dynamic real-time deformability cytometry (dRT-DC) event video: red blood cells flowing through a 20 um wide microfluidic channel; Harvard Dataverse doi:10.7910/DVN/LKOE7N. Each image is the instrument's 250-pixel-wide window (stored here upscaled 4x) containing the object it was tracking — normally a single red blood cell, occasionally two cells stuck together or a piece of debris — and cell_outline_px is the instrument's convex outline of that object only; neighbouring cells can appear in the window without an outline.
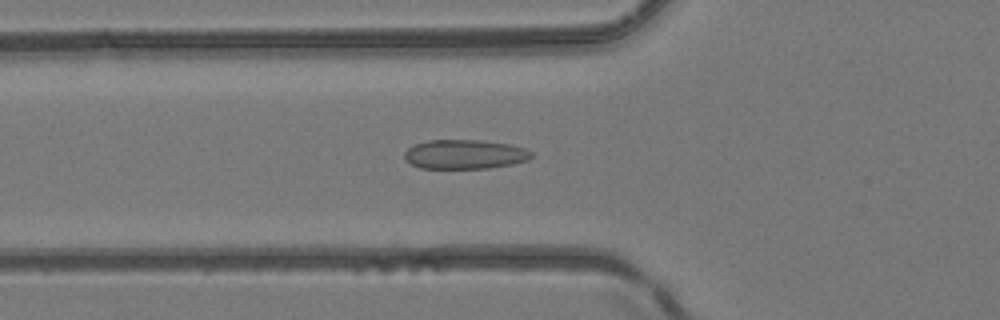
{"species": "common noctule bat (a hibernating species)", "species_latin": "Nyctalus noctula", "temperature_condition": "room temperature", "stored_images_in_passage": 51, "camera_frame_rate_fps": 3000, "um_per_image_px": 0.085, "animal": {"sex": "female", "body_mass_g": 24.6, "forearm_length_mm": 56.2}, "frame": {"image": 1, "passage_image": 19, "time_ms": 6.0, "image_size_px": [1000, 320], "cell_outline_px": [[532, 156], [528, 160], [512, 164], [488, 168], [420, 168], [404, 160], [404, 152], [412, 144], [428, 140], [480, 140], [508, 144], [524, 148], [532, 152]], "centroid_in_image_um": [39.46, 13.11], "position_along_channel_um": 86.3, "area_um2": 21.73}}
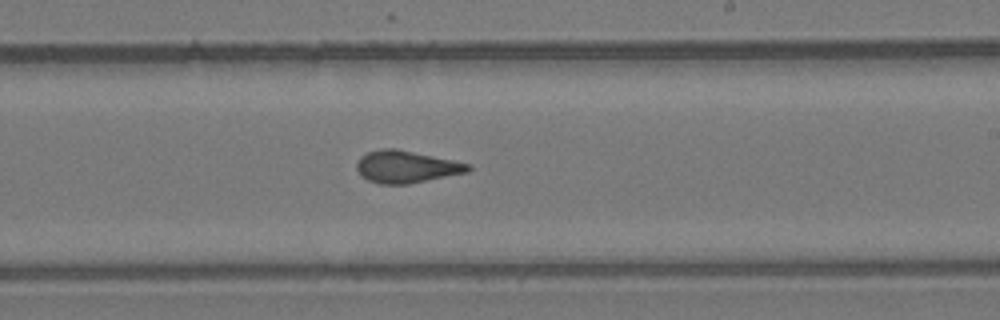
{"frame": {"image": 2, "passage_image": 31, "time_ms": 10.0, "image_size_px": [1000, 320], "cell_outline_px": [[472, 168], [468, 172], [408, 184], [380, 184], [368, 180], [360, 176], [356, 168], [356, 164], [360, 156], [368, 152], [380, 148], [396, 148], [472, 164]], "centroid_in_image_um": [34.52, 14.17], "position_along_channel_um": 254.5, "area_um2": 21.04}}
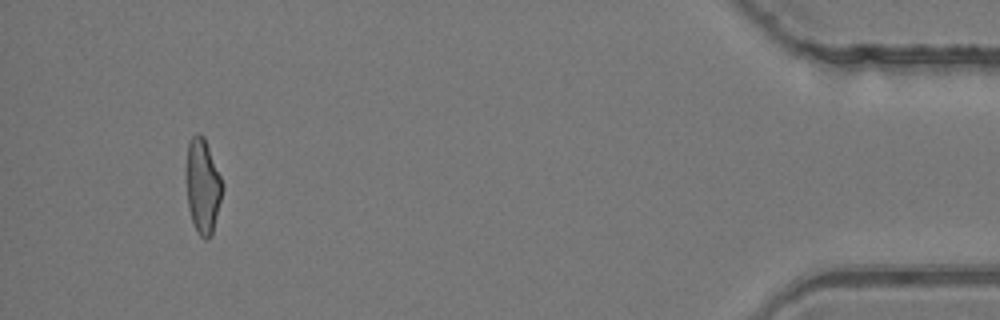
{"frame": {"image": 3, "passage_image": 48, "time_ms": 15.667, "image_size_px": [1000, 320], "cell_outline_px": [[224, 188], [212, 232], [208, 240], [204, 240], [200, 236], [192, 220], [188, 208], [184, 176], [188, 144], [192, 136], [196, 132], [200, 132], [204, 136], [224, 184]], "centroid_in_image_um": [17.21, 15.77], "position_along_channel_um": 418.0, "area_um2": 20.4}, "authors_computed_cell_mechanics": {"area_um2": 21.097, "velocity_mm_per_s": 4.1895, "shape_relaxation_time_tau1_ms": null, "shape_relaxation_time_tau2_ms": 1.3459, "deformation_change_tau1": null, "deformation_change_tau2": 0.0713}}